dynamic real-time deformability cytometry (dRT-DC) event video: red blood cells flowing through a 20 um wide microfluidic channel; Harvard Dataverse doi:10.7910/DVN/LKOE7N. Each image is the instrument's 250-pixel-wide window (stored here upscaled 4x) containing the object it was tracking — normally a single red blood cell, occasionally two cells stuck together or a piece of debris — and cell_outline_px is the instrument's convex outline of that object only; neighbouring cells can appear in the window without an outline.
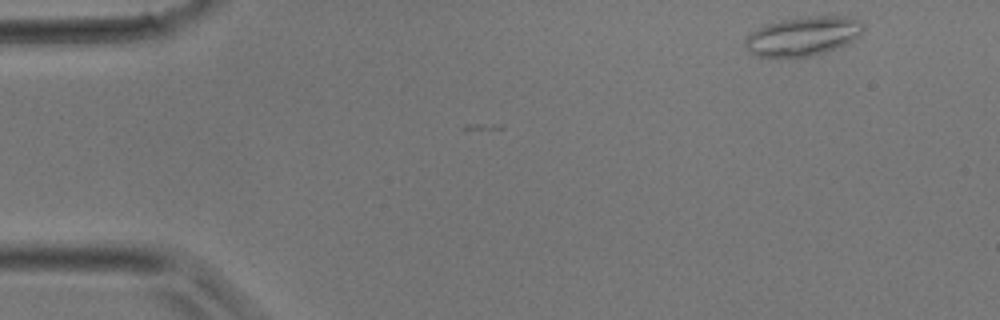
{"species": "common noctule bat (a hibernating species)", "species_latin": "Nyctalus noctula", "temperature_condition": "room temperature", "stored_images_in_passage": 32, "camera_frame_rate_fps": 3000, "um_per_image_px": 0.085, "animal": {"sex": "male", "body_mass_g": 17.9}, "frame": {"image": 1, "passage_image": 1, "time_ms": 0.0, "image_size_px": [1000, 320], "cell_outline_px": [[864, 32], [860, 36], [844, 44], [808, 56], [760, 56], [748, 52], [744, 44], [744, 40], [752, 32], [768, 24], [784, 20], [816, 16], [848, 16], [860, 20], [864, 24]], "centroid_in_image_um": [68.29, 3.05], "position_along_channel_um": 16.7, "area_um2": 26.18}}
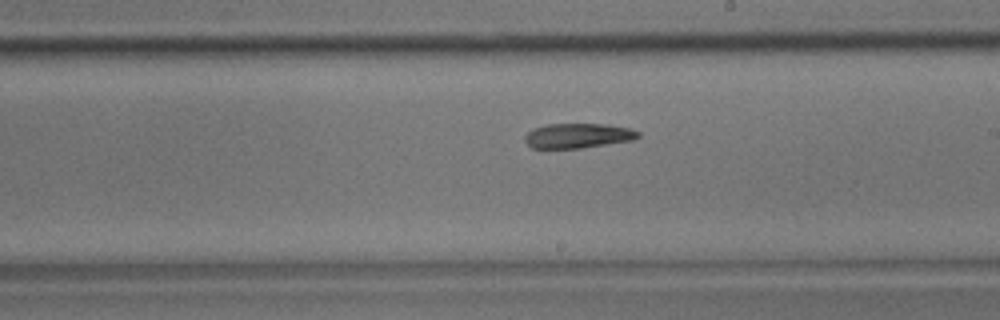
{"frame": {"image": 2, "passage_image": 20, "time_ms": 6.333, "image_size_px": [1000, 320], "cell_outline_px": [[640, 136], [632, 140], [580, 148], [532, 148], [524, 140], [524, 136], [532, 128], [548, 124], [608, 124], [632, 128], [640, 132]], "centroid_in_image_um": [49.13, 11.52], "position_along_channel_um": 239.9, "area_um2": 16.42}}
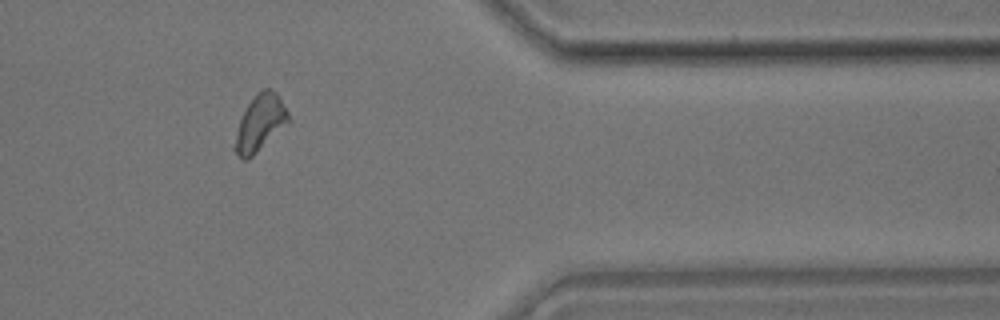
{"frame": {"image": 3, "passage_image": 30, "time_ms": 9.667, "image_size_px": [1000, 320], "cell_outline_px": [[292, 120], [288, 124], [248, 160], [244, 160], [232, 148], [236, 132], [240, 120], [248, 104], [256, 92], [264, 88], [268, 88], [276, 92], [288, 112]], "centroid_in_image_um": [22.11, 10.46], "position_along_channel_um": 389.3, "area_um2": 17.57}}